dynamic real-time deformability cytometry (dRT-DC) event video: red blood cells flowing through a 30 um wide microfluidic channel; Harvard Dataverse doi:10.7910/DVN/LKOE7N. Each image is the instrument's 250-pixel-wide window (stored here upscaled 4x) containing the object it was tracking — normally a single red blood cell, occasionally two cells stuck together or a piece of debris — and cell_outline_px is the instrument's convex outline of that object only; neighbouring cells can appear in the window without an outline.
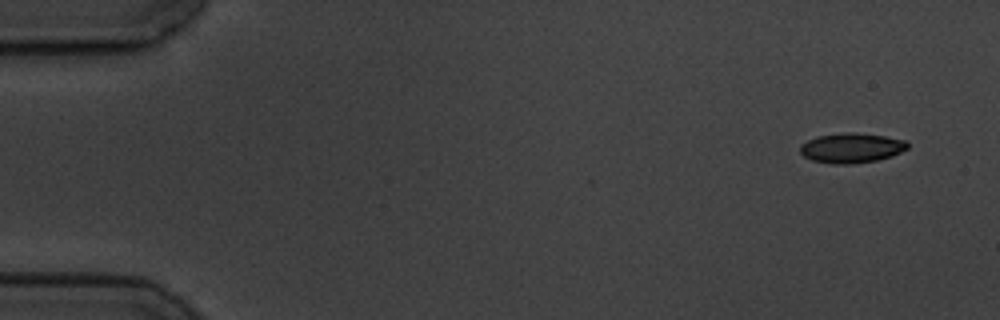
{"species": "common noctule bat (a hibernating species)", "species_latin": "Nyctalus noctula", "temperature_condition": "cold", "stored_images_in_passage": 4, "camera_frame_rate_fps": 3000, "um_per_image_px": 0.085, "animal": {"sex": "male", "body_mass_g": 19.5, "forearm_length_mm": 54.6}, "frame": {"image": 1, "passage_image": 1, "time_ms": 0.0, "image_size_px": [1000, 320], "cell_outline_px": [[908, 148], [892, 156], [876, 160], [848, 164], [832, 164], [812, 160], [804, 156], [800, 152], [800, 144], [816, 136], [844, 132], [856, 132], [884, 136], [908, 140]], "centroid_in_image_um": [72.37, 12.56], "position_along_channel_um": 12.6, "area_um2": 18.79}}
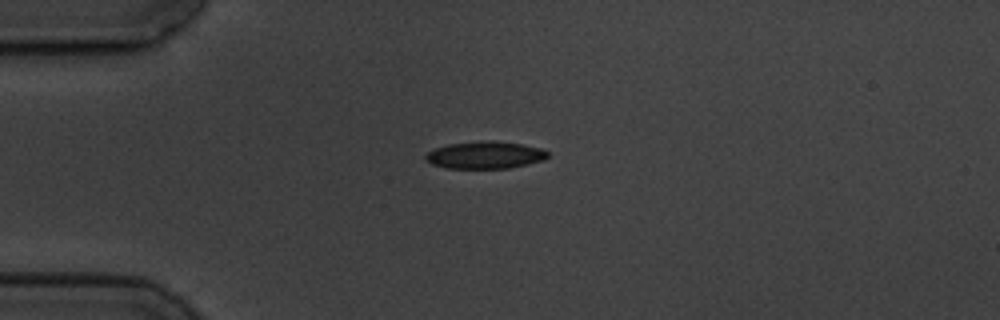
{"frame": {"image": 2, "passage_image": 4, "time_ms": 3.667, "image_size_px": [1000, 320], "cell_outline_px": [[548, 156], [544, 160], [528, 164], [508, 168], [448, 168], [432, 164], [424, 156], [428, 152], [436, 148], [448, 144], [484, 140], [496, 140], [520, 144], [540, 148], [548, 152]], "centroid_in_image_um": [41.25, 13.17], "position_along_channel_um": 43.8, "area_um2": 19.31}}